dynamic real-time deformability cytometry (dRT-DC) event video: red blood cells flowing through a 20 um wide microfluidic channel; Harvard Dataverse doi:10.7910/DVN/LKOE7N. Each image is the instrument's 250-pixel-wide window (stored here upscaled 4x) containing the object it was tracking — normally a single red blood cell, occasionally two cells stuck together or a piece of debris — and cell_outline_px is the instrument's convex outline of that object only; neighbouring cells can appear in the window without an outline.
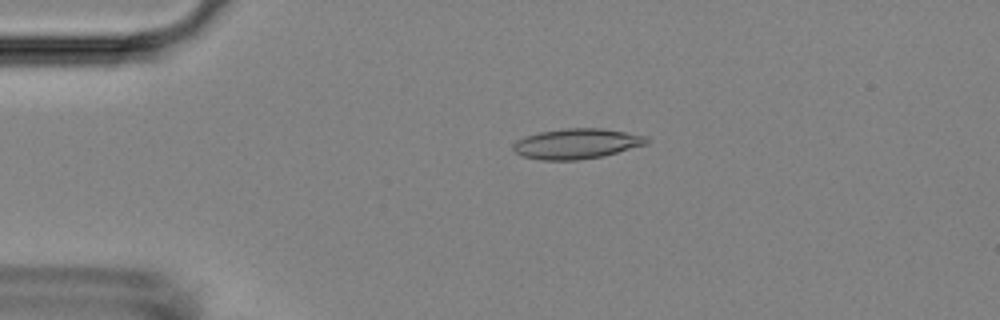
{"species": "Egyptian fruit bat (a non-hibernating species)", "species_latin": "Rousettus aegyptiacus", "temperature_condition": "room temperature", "stored_images_in_passage": 52, "camera_frame_rate_fps": 3000, "um_per_image_px": 0.085, "animal": {"sex": "female"}, "frame": {"image": 1, "passage_image": 11, "time_ms": 3.333, "image_size_px": [1000, 320], "cell_outline_px": [[648, 144], [604, 156], [576, 160], [540, 160], [520, 156], [512, 148], [512, 144], [516, 140], [524, 136], [540, 132], [564, 128], [604, 128], [648, 136]], "centroid_in_image_um": [49.01, 12.21], "position_along_channel_um": 36.0, "area_um2": 23.81}}
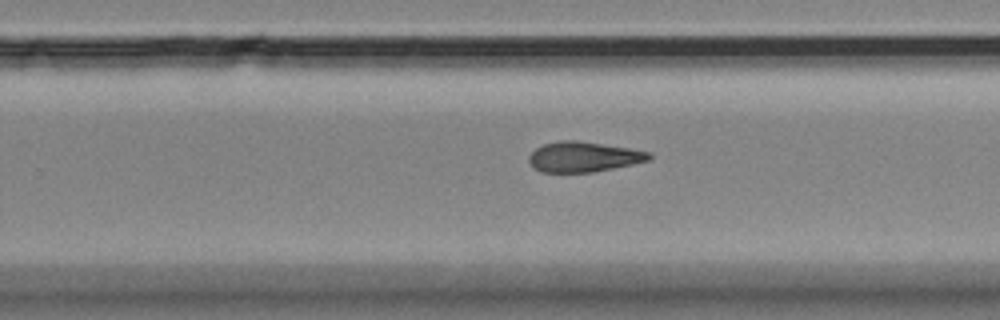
{"frame": {"image": 2, "passage_image": 33, "time_ms": 10.667, "image_size_px": [1000, 320], "cell_outline_px": [[652, 160], [592, 172], [540, 172], [532, 168], [528, 160], [528, 156], [536, 148], [544, 144], [560, 140], [576, 140], [628, 148], [652, 152]], "centroid_in_image_um": [49.59, 13.33], "position_along_channel_um": 280.2, "area_um2": 21.21}}
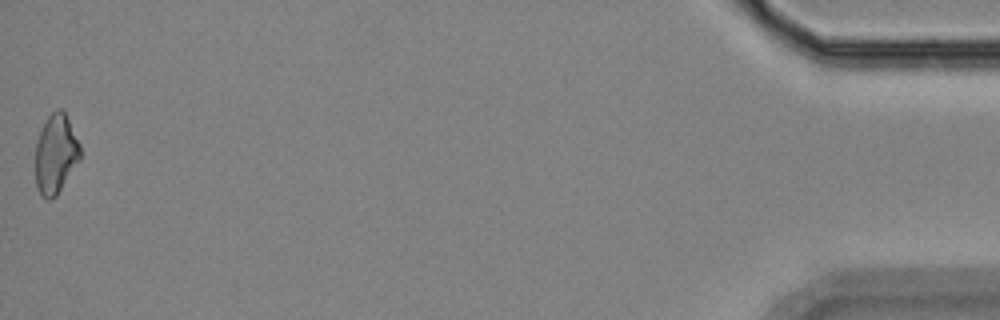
{"frame": {"image": 3, "passage_image": 52, "time_ms": 17.0, "image_size_px": [1000, 320], "cell_outline_px": [[80, 160], [56, 196], [52, 200], [48, 200], [40, 196], [36, 188], [36, 144], [40, 132], [48, 116], [56, 108], [60, 108], [64, 112], [80, 144]], "centroid_in_image_um": [4.73, 13.13], "position_along_channel_um": 430.5, "area_um2": 20.63}, "authors_computed_cell_mechanics": {"area_um2": 21.7039, "velocity_mm_per_s": 3.8218, "shape_relaxation_time_tau1_ms": 7.6151, "shape_relaxation_time_tau2_ms": 6.6131, "deformation_change_tau1": 0.1791, "deformation_change_tau2": 0.16}}